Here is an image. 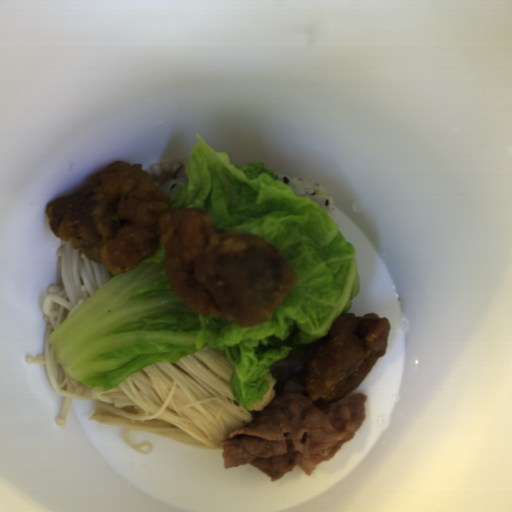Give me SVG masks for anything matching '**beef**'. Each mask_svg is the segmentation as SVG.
Masks as SVG:
<instances>
[{
	"label": "beef",
	"mask_w": 512,
	"mask_h": 512,
	"mask_svg": "<svg viewBox=\"0 0 512 512\" xmlns=\"http://www.w3.org/2000/svg\"><path fill=\"white\" fill-rule=\"evenodd\" d=\"M301 357L271 364L276 395L253 421L220 439L224 470L251 464L275 482L297 466L310 476L321 462L333 460L367 420L365 393H349L333 403L310 400Z\"/></svg>",
	"instance_id": "beef-1"
}]
</instances>
